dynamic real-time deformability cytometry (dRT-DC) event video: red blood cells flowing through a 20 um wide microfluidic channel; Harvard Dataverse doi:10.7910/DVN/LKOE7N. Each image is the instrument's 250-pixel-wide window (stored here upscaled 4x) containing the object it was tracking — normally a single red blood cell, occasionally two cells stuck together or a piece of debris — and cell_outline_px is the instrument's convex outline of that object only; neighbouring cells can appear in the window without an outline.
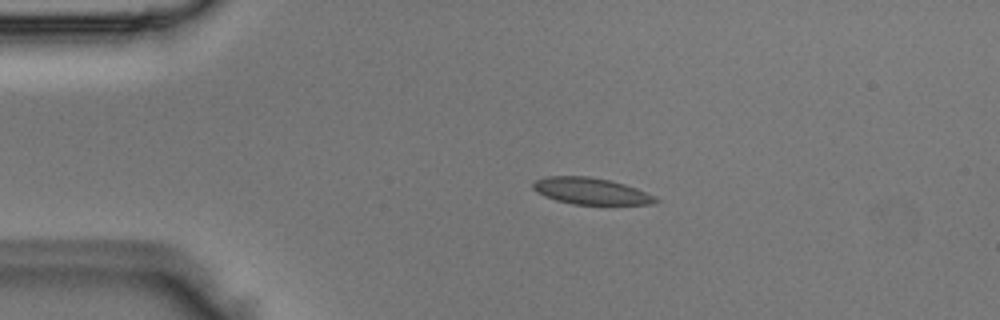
{"species": "Egyptian fruit bat (a non-hibernating species)", "species_latin": "Rousettus aegyptiacus", "temperature_condition": "room temperature", "stored_images_in_passage": 3, "camera_frame_rate_fps": 3000, "um_per_image_px": 0.085, "animal": {"sex": "male"}, "frame": {"image": 1, "passage_image": 2, "time_ms": 0.333, "image_size_px": [1000, 320], "cell_outline_px": [[660, 200], [652, 204], [572, 204], [556, 200], [544, 196], [536, 192], [532, 188], [532, 184], [536, 180], [544, 176], [588, 176], [608, 180], [624, 184], [636, 188], [656, 196]], "centroid_in_image_um": [50.2, 16.24], "position_along_channel_um": 34.8, "area_um2": 18.96}}